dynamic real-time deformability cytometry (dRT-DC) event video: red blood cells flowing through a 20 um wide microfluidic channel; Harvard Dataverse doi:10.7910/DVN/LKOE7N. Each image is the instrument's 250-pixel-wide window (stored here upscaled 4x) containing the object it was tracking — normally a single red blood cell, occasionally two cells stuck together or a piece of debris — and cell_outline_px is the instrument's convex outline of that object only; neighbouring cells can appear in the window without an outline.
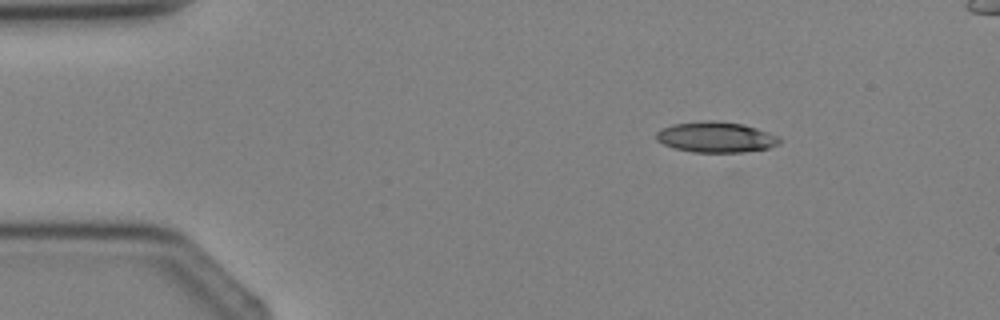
{"species": "Egyptian fruit bat (a non-hibernating species)", "species_latin": "Rousettus aegyptiacus", "temperature_condition": "cold", "stored_images_in_passage": 4, "camera_frame_rate_fps": 3000, "um_per_image_px": 0.085, "animal": {"sex": "female"}, "frame": {"image": 1, "passage_image": 2, "time_ms": 2.0, "image_size_px": [1000, 320], "cell_outline_px": [[784, 140], [780, 144], [768, 148], [744, 152], [692, 152], [676, 148], [664, 144], [656, 140], [656, 132], [660, 128], [672, 124], [708, 120], [712, 120], [744, 124], [780, 136]], "centroid_in_image_um": [60.89, 11.65], "position_along_channel_um": 24.1, "area_um2": 22.2}}